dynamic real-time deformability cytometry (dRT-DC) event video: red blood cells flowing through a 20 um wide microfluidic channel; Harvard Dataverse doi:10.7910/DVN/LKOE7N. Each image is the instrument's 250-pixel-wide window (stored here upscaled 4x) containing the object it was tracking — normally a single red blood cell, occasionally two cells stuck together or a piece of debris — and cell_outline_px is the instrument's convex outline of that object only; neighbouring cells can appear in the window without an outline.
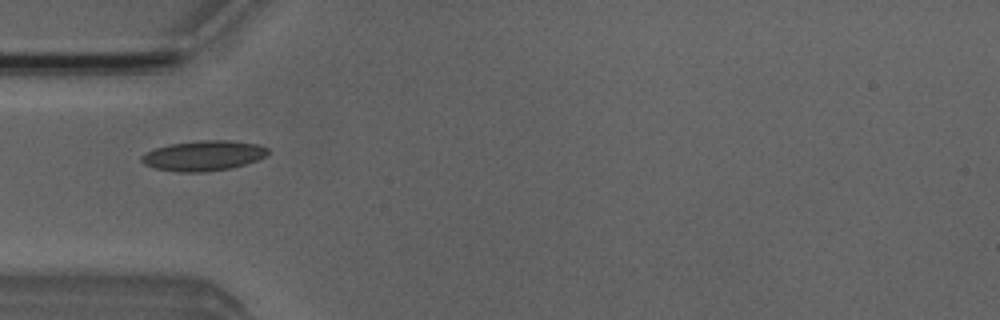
{"species": "Egyptian fruit bat (a non-hibernating species)", "species_latin": "Rousettus aegyptiacus", "temperature_condition": "room temperature", "stored_images_in_passage": 5, "camera_frame_rate_fps": 3000, "um_per_image_px": 0.085, "animal": {"sex": "male"}, "frame": {"image": 1, "passage_image": 5, "time_ms": 4.667, "image_size_px": [1000, 320], "cell_outline_px": [[268, 156], [232, 168], [200, 172], [180, 172], [156, 168], [144, 164], [140, 160], [140, 156], [156, 148], [172, 144], [200, 140], [232, 140], [260, 144], [268, 148]], "centroid_in_image_um": [17.34, 13.22], "position_along_channel_um": 67.7, "area_um2": 22.14}}